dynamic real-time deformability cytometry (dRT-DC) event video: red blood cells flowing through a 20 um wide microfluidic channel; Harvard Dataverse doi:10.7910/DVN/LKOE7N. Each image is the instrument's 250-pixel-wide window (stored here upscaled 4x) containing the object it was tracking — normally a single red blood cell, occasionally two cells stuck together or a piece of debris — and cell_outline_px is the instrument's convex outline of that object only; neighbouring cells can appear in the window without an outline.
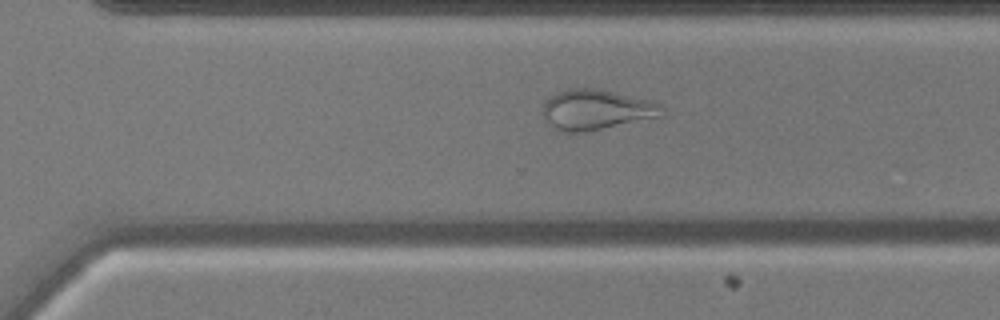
{"species": "common noctule bat (a hibernating species)", "species_latin": "Nyctalus noctula", "temperature_condition": "cold", "stored_images_in_passage": 54, "camera_frame_rate_fps": 3000, "um_per_image_px": 0.085, "animal": {"sex": "male", "body_mass_g": 17.9, "forearm_length_mm": 54.2}, "frame": {"image": 1, "passage_image": 37, "time_ms": 12.0, "image_size_px": [1000, 320], "cell_outline_px": [[664, 116], [584, 132], [568, 132], [556, 128], [544, 116], [544, 104], [556, 92], [568, 88], [592, 88], [652, 100], [660, 104], [664, 108]], "centroid_in_image_um": [50.76, 9.31], "position_along_channel_um": 319.8, "area_um2": 27.51}}
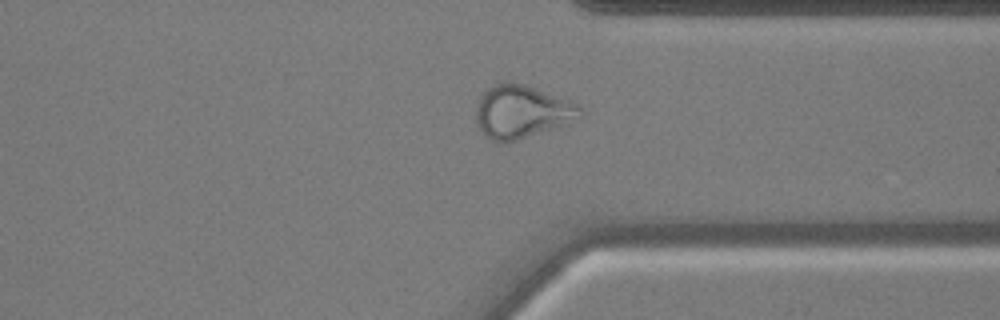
{"frame": {"image": 2, "passage_image": 41, "time_ms": 13.333, "image_size_px": [1000, 320], "cell_outline_px": [[584, 116], [580, 120], [508, 144], [496, 144], [484, 136], [476, 120], [476, 108], [480, 96], [488, 88], [504, 80], [524, 84], [572, 100], [584, 112]], "centroid_in_image_um": [44.38, 9.53], "position_along_channel_um": 367.0, "area_um2": 33.18}}
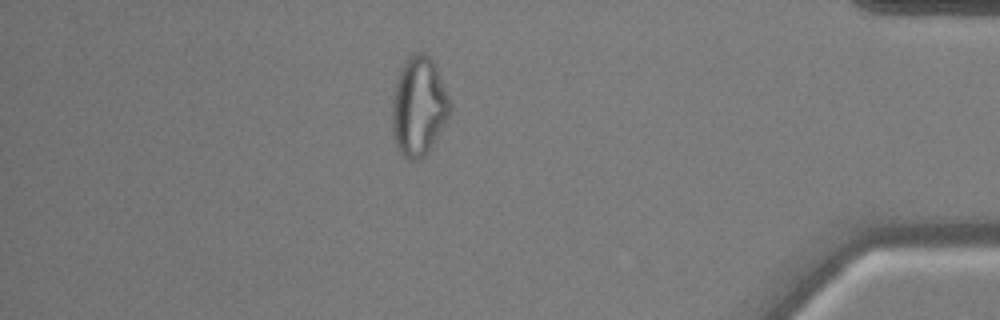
{"frame": {"image": 3, "passage_image": 47, "time_ms": 15.333, "image_size_px": [1000, 320], "cell_outline_px": [[452, 108], [448, 116], [428, 152], [420, 160], [412, 160], [404, 156], [400, 152], [396, 144], [392, 132], [392, 104], [396, 80], [400, 68], [404, 60], [412, 52], [424, 52], [432, 60], [436, 68], [452, 104]], "centroid_in_image_um": [35.57, 9.02], "position_along_channel_um": 399.6, "area_um2": 33.29}}